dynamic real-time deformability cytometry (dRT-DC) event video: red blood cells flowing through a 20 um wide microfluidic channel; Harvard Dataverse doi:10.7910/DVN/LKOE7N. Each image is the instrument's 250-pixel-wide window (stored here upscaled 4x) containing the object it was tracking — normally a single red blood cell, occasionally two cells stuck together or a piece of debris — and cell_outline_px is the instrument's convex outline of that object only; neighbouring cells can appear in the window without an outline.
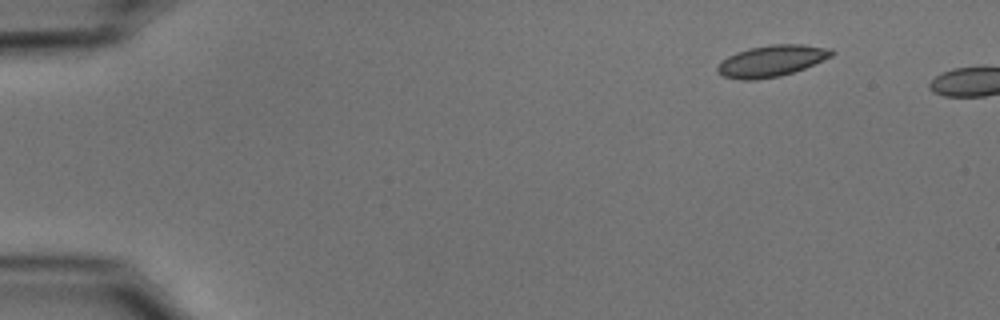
{"species": "common noctule bat (a hibernating species)", "species_latin": "Nyctalus noctula", "temperature_condition": "cold", "stored_images_in_passage": 4, "camera_frame_rate_fps": 3000, "um_per_image_px": 0.085, "animal": {"sex": "male", "body_mass_g": 15.6}, "frame": {"image": 1, "passage_image": 1, "time_ms": 0.0, "image_size_px": [1000, 320], "cell_outline_px": [[836, 52], [832, 56], [804, 68], [780, 76], [756, 80], [740, 80], [724, 76], [716, 72], [716, 68], [720, 60], [736, 52], [748, 48], [772, 44], [804, 44], [832, 48]], "centroid_in_image_um": [65.57, 5.17], "position_along_channel_um": 19.4, "area_um2": 21.1}}